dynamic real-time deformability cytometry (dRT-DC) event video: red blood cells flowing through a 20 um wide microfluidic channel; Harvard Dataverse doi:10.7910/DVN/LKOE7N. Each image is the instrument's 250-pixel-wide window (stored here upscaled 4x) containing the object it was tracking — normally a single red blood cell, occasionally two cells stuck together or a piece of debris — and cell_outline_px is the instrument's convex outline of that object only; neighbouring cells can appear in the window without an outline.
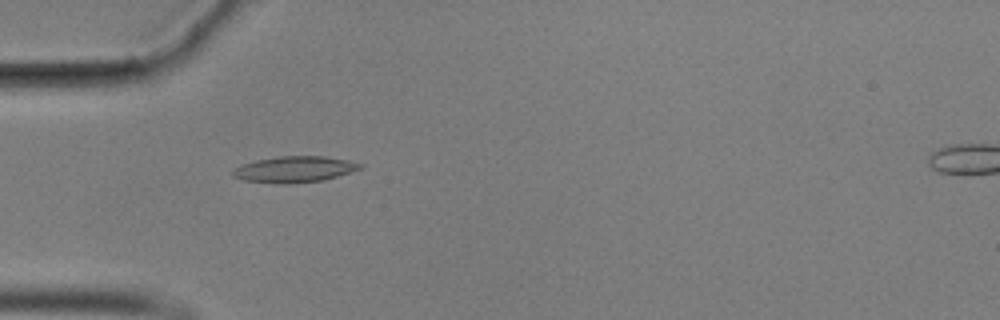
{"species": "common noctule bat (a hibernating species)", "species_latin": "Nyctalus noctula", "temperature_condition": "cold", "stored_images_in_passage": 24, "camera_frame_rate_fps": 3000, "um_per_image_px": 0.085, "animal": {"sex": "male", "body_mass_g": 17.9}, "frame": {"image": 1, "passage_image": 17, "time_ms": 5.333, "image_size_px": [1000, 320], "cell_outline_px": [[364, 168], [324, 180], [288, 184], [276, 184], [244, 180], [232, 176], [232, 172], [240, 164], [256, 160], [280, 156], [324, 156], [348, 160], [364, 164]], "centroid_in_image_um": [25.05, 14.39], "position_along_channel_um": 60.0, "area_um2": 19.54}}
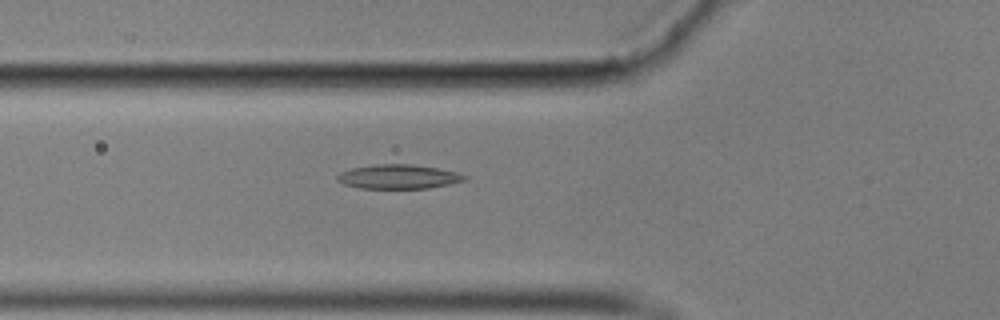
{"frame": {"image": 2, "passage_image": 20, "time_ms": 6.333, "image_size_px": [1000, 320], "cell_outline_px": [[468, 176], [464, 180], [448, 184], [428, 188], [360, 188], [344, 184], [336, 180], [336, 176], [340, 172], [352, 168], [376, 164], [412, 164], [436, 168], [456, 172]], "centroid_in_image_um": [33.83, 15.01], "position_along_channel_um": 92.0, "area_um2": 17.8}}
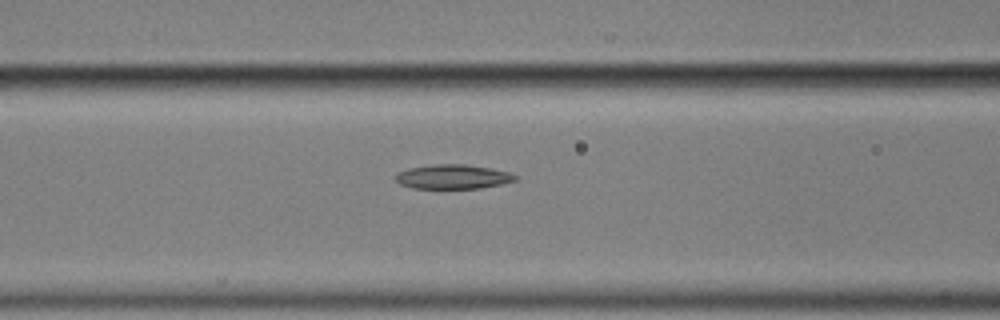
{"frame": {"image": 3, "passage_image": 23, "time_ms": 7.333, "image_size_px": [1000, 320], "cell_outline_px": [[516, 180], [500, 184], [480, 188], [412, 188], [400, 184], [396, 180], [396, 176], [400, 172], [408, 168], [432, 164], [464, 164], [492, 168], [508, 172], [516, 176]], "centroid_in_image_um": [38.49, 15.01], "position_along_channel_um": 128.1, "area_um2": 16.82}}